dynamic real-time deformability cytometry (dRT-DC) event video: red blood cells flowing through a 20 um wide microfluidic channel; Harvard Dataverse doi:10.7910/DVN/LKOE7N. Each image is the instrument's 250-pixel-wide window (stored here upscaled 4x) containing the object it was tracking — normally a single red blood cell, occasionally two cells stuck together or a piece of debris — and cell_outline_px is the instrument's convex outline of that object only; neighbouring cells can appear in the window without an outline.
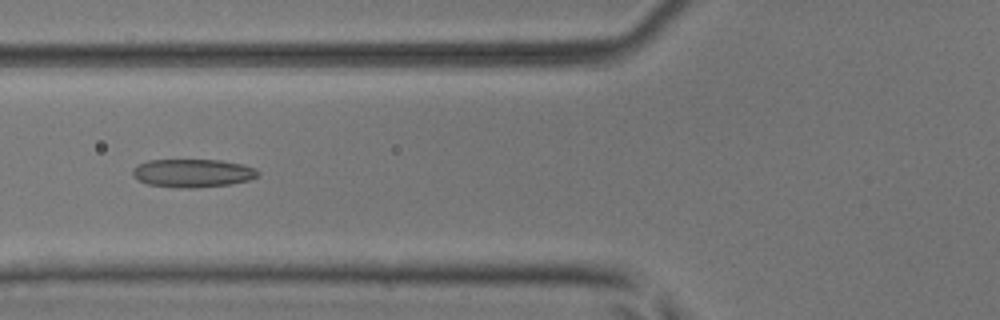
{"species": "common noctule bat (a hibernating species)", "species_latin": "Nyctalus noctula", "temperature_condition": "room temperature", "stored_images_in_passage": 51, "camera_frame_rate_fps": 3000, "um_per_image_px": 0.085, "animal": {"sex": "male", "body_mass_g": 17.9, "forearm_length_mm": 54.2}, "frame": {"image": 1, "passage_image": 20, "time_ms": 6.333, "image_size_px": [1000, 320], "cell_outline_px": [[260, 172], [252, 180], [228, 184], [192, 188], [180, 188], [148, 184], [132, 176], [132, 168], [148, 160], [220, 160], [244, 164]], "centroid_in_image_um": [16.37, 14.71], "position_along_channel_um": 109.4, "area_um2": 20.52}}
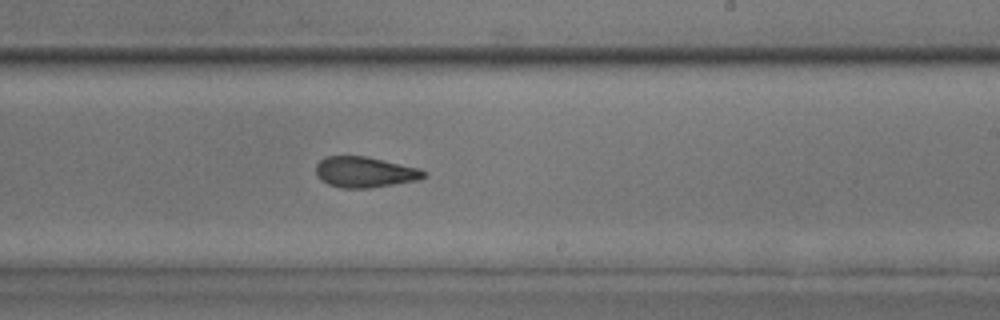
{"frame": {"image": 2, "passage_image": 31, "time_ms": 10.0, "image_size_px": [1000, 320], "cell_outline_px": [[428, 176], [420, 180], [368, 188], [340, 188], [328, 184], [320, 180], [316, 172], [316, 164], [324, 156], [364, 156], [384, 160], [420, 168]], "centroid_in_image_um": [31.01, 14.63], "position_along_channel_um": 258.0, "area_um2": 19.42}}
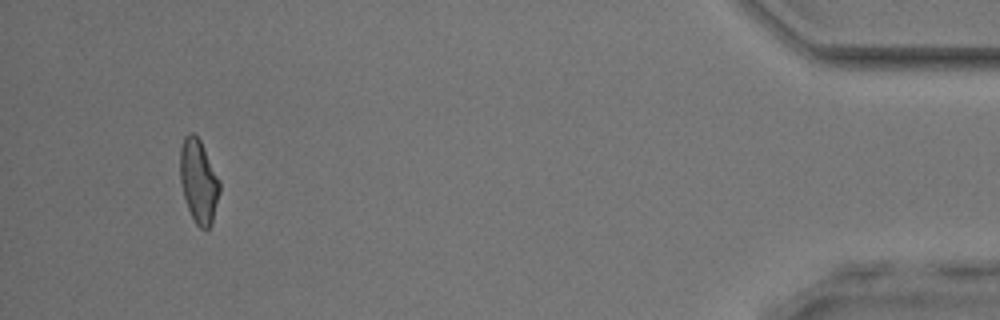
{"frame": {"image": 3, "passage_image": 48, "time_ms": 15.667, "image_size_px": [1000, 320], "cell_outline_px": [[220, 192], [212, 224], [208, 228], [200, 228], [196, 224], [188, 208], [184, 196], [180, 180], [180, 148], [184, 136], [188, 132], [192, 132], [200, 140], [220, 180]], "centroid_in_image_um": [16.89, 15.39], "position_along_channel_um": 418.3, "area_um2": 19.25}, "authors_computed_cell_mechanics": {"area_um2": 20.1144, "velocity_mm_per_s": 4.0714, "shape_relaxation_time_tau1_ms": 5.5777, "shape_relaxation_time_tau2_ms": 2.1417, "deformation_change_tau1": 0.1549, "deformation_change_tau2": 0.0903}}